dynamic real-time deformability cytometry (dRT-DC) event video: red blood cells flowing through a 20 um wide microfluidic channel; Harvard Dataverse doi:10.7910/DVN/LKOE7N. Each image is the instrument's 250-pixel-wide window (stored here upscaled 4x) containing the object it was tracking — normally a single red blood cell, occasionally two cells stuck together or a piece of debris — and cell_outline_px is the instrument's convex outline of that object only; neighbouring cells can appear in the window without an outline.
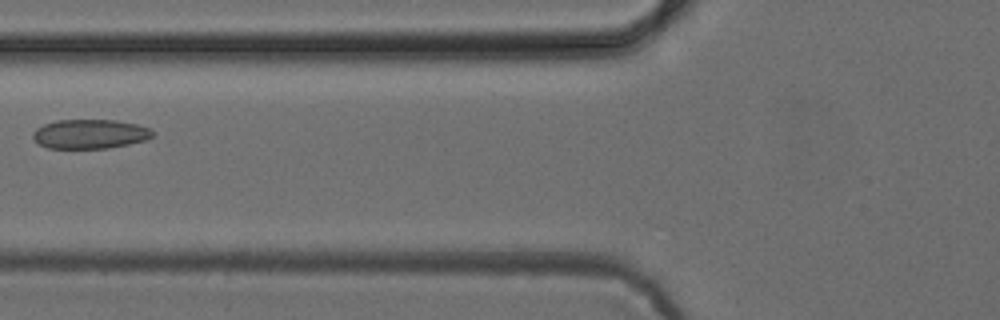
{"species": "common noctule bat (a hibernating species)", "species_latin": "Nyctalus noctula", "temperature_condition": "cold", "stored_images_in_passage": 5, "camera_frame_rate_fps": 3000, "um_per_image_px": 0.085, "animal": {"sex": "female", "body_mass_g": 24.6, "forearm_length_mm": 56.2}, "frame": {"image": 1, "passage_image": 5, "time_ms": 5.667, "image_size_px": [1000, 320], "cell_outline_px": [[152, 136], [148, 140], [108, 148], [48, 148], [40, 144], [32, 136], [32, 132], [36, 128], [44, 124], [56, 120], [116, 120], [136, 124], [148, 128], [152, 132]], "centroid_in_image_um": [7.63, 11.39], "position_along_channel_um": 118.2, "area_um2": 20.35}}